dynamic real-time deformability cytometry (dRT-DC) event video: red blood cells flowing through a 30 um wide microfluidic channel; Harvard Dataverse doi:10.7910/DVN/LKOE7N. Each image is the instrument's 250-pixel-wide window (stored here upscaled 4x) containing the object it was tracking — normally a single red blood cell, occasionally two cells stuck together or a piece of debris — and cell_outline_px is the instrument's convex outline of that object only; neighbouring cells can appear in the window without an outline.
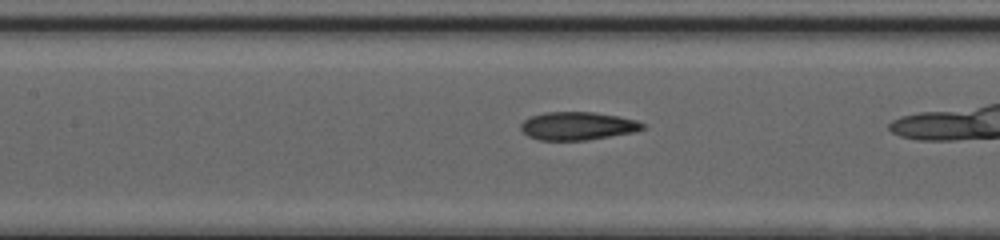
{"species": "common noctule bat (a hibernating species)", "species_latin": "Nyctalus noctula", "temperature_condition": "cold", "stored_images_in_passage": 25, "camera_frame_rate_fps": 3000, "um_per_image_px": 0.085, "animal": {"sex": "female", "body_mass_g": 20.0, "forearm_length_mm": 54.0}, "frame": {"image": 1, "passage_image": 8, "time_ms": 2.333, "image_size_px": [1000, 240], "cell_outline_px": [[648, 128], [636, 132], [588, 140], [540, 140], [528, 136], [520, 128], [520, 124], [524, 120], [532, 116], [544, 112], [592, 112], [620, 116], [636, 120], [644, 124]], "centroid_in_image_um": [49.14, 10.71], "position_along_channel_um": 158.3, "area_um2": 20.11}}
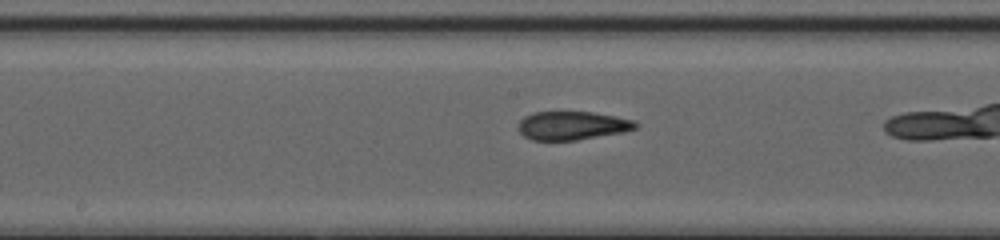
{"frame": {"image": 2, "passage_image": 11, "time_ms": 3.333, "image_size_px": [1000, 240], "cell_outline_px": [[640, 124], [636, 128], [620, 132], [576, 140], [532, 140], [524, 136], [520, 132], [520, 120], [524, 116], [532, 112], [592, 112], [616, 116], [632, 120]], "centroid_in_image_um": [48.63, 10.66], "position_along_channel_um": 199.6, "area_um2": 19.25}}